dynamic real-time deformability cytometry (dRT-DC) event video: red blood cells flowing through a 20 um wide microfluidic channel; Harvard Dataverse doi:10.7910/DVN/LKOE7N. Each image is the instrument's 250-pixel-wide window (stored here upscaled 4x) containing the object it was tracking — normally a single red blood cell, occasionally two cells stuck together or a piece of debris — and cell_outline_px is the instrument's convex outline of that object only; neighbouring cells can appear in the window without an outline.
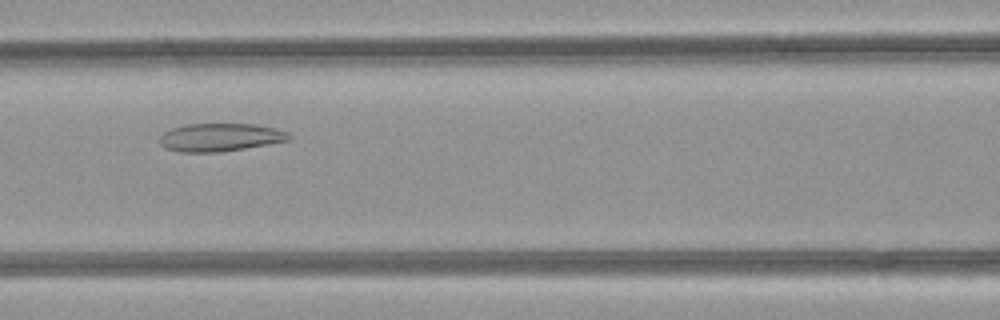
{"species": "common noctule bat (a hibernating species)", "species_latin": "Nyctalus noctula", "temperature_condition": "room temperature", "stored_images_in_passage": 35, "camera_frame_rate_fps": 3000, "um_per_image_px": 0.085, "animal": {"sex": "female", "body_mass_g": 21.9}, "frame": {"image": 1, "passage_image": 12, "time_ms": 3.667, "image_size_px": [1000, 320], "cell_outline_px": [[292, 140], [220, 152], [180, 152], [164, 148], [160, 144], [160, 136], [164, 132], [172, 128], [184, 124], [256, 124], [276, 128], [288, 132], [292, 136]], "centroid_in_image_um": [18.73, 11.67], "position_along_channel_um": 147.9, "area_um2": 21.27}}
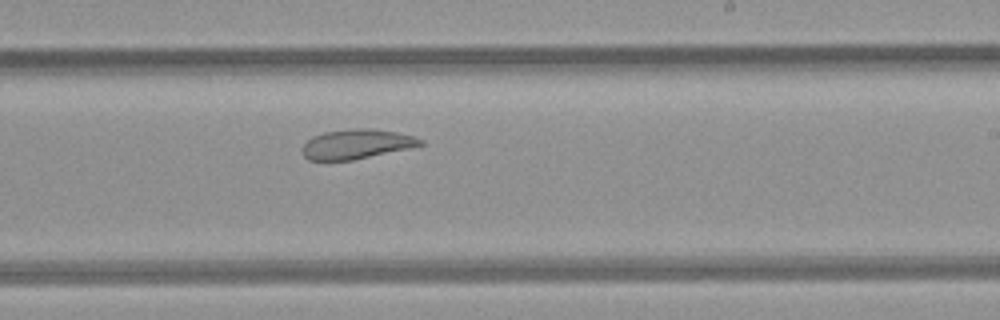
{"frame": {"image": 2, "passage_image": 20, "time_ms": 6.333, "image_size_px": [1000, 320], "cell_outline_px": [[424, 144], [408, 148], [352, 160], [308, 160], [304, 156], [300, 148], [312, 136], [324, 132], [356, 128], [368, 128], [396, 132], [416, 136], [424, 140]], "centroid_in_image_um": [30.29, 12.24], "position_along_channel_um": 258.7, "area_um2": 20.29}}
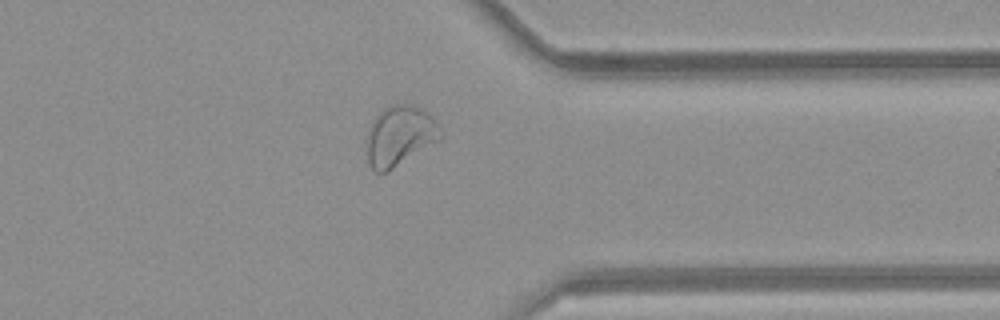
{"frame": {"image": 3, "passage_image": 29, "time_ms": 9.333, "image_size_px": [1000, 320], "cell_outline_px": [[444, 136], [440, 140], [388, 172], [372, 172], [368, 164], [368, 128], [376, 116], [384, 108], [392, 104], [408, 104], [420, 108], [428, 112], [436, 120]], "centroid_in_image_um": [34.0, 11.56], "position_along_channel_um": 377.4, "area_um2": 26.01}, "authors_computed_cell_mechanics": {"area_um2": 22.5998, "velocity_mm_per_s": 4.1712, "shape_relaxation_time_tau1_ms": null, "shape_relaxation_time_tau2_ms": 4.9859, "deformation_change_tau1": null, "deformation_change_tau2": 0.1087}}